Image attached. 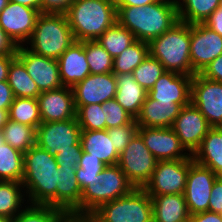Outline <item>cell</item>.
Wrapping results in <instances>:
<instances>
[{
    "label": "cell",
    "instance_id": "obj_1",
    "mask_svg": "<svg viewBox=\"0 0 222 222\" xmlns=\"http://www.w3.org/2000/svg\"><path fill=\"white\" fill-rule=\"evenodd\" d=\"M117 22L136 40L149 43L179 22L176 0H159L145 6L116 7Z\"/></svg>",
    "mask_w": 222,
    "mask_h": 222
},
{
    "label": "cell",
    "instance_id": "obj_2",
    "mask_svg": "<svg viewBox=\"0 0 222 222\" xmlns=\"http://www.w3.org/2000/svg\"><path fill=\"white\" fill-rule=\"evenodd\" d=\"M58 164L55 157L37 145L24 153L22 185L28 204L56 207Z\"/></svg>",
    "mask_w": 222,
    "mask_h": 222
},
{
    "label": "cell",
    "instance_id": "obj_3",
    "mask_svg": "<svg viewBox=\"0 0 222 222\" xmlns=\"http://www.w3.org/2000/svg\"><path fill=\"white\" fill-rule=\"evenodd\" d=\"M65 15L75 41H95L115 22L114 0H74Z\"/></svg>",
    "mask_w": 222,
    "mask_h": 222
},
{
    "label": "cell",
    "instance_id": "obj_4",
    "mask_svg": "<svg viewBox=\"0 0 222 222\" xmlns=\"http://www.w3.org/2000/svg\"><path fill=\"white\" fill-rule=\"evenodd\" d=\"M75 42L65 14L41 12L25 46L38 55L58 60Z\"/></svg>",
    "mask_w": 222,
    "mask_h": 222
},
{
    "label": "cell",
    "instance_id": "obj_5",
    "mask_svg": "<svg viewBox=\"0 0 222 222\" xmlns=\"http://www.w3.org/2000/svg\"><path fill=\"white\" fill-rule=\"evenodd\" d=\"M191 25L179 21L149 45V54L160 61L165 71L192 76L190 61Z\"/></svg>",
    "mask_w": 222,
    "mask_h": 222
},
{
    "label": "cell",
    "instance_id": "obj_6",
    "mask_svg": "<svg viewBox=\"0 0 222 222\" xmlns=\"http://www.w3.org/2000/svg\"><path fill=\"white\" fill-rule=\"evenodd\" d=\"M135 187L116 165H106L103 178L82 190L80 212H93L103 203L131 193Z\"/></svg>",
    "mask_w": 222,
    "mask_h": 222
},
{
    "label": "cell",
    "instance_id": "obj_7",
    "mask_svg": "<svg viewBox=\"0 0 222 222\" xmlns=\"http://www.w3.org/2000/svg\"><path fill=\"white\" fill-rule=\"evenodd\" d=\"M93 213L103 222H153L151 197L143 188L103 203Z\"/></svg>",
    "mask_w": 222,
    "mask_h": 222
},
{
    "label": "cell",
    "instance_id": "obj_8",
    "mask_svg": "<svg viewBox=\"0 0 222 222\" xmlns=\"http://www.w3.org/2000/svg\"><path fill=\"white\" fill-rule=\"evenodd\" d=\"M158 160L136 133L126 148L119 154L118 166L135 188H143L150 180Z\"/></svg>",
    "mask_w": 222,
    "mask_h": 222
},
{
    "label": "cell",
    "instance_id": "obj_9",
    "mask_svg": "<svg viewBox=\"0 0 222 222\" xmlns=\"http://www.w3.org/2000/svg\"><path fill=\"white\" fill-rule=\"evenodd\" d=\"M193 161L192 155L188 159L158 161L143 189L148 195L183 194Z\"/></svg>",
    "mask_w": 222,
    "mask_h": 222
},
{
    "label": "cell",
    "instance_id": "obj_10",
    "mask_svg": "<svg viewBox=\"0 0 222 222\" xmlns=\"http://www.w3.org/2000/svg\"><path fill=\"white\" fill-rule=\"evenodd\" d=\"M77 117L65 121L42 122L36 129V145L55 157L60 151L74 150L81 144Z\"/></svg>",
    "mask_w": 222,
    "mask_h": 222
},
{
    "label": "cell",
    "instance_id": "obj_11",
    "mask_svg": "<svg viewBox=\"0 0 222 222\" xmlns=\"http://www.w3.org/2000/svg\"><path fill=\"white\" fill-rule=\"evenodd\" d=\"M191 103L212 127H222V83L195 74L191 81Z\"/></svg>",
    "mask_w": 222,
    "mask_h": 222
},
{
    "label": "cell",
    "instance_id": "obj_12",
    "mask_svg": "<svg viewBox=\"0 0 222 222\" xmlns=\"http://www.w3.org/2000/svg\"><path fill=\"white\" fill-rule=\"evenodd\" d=\"M190 37V61L194 76L222 54V36L203 23H197L191 24Z\"/></svg>",
    "mask_w": 222,
    "mask_h": 222
},
{
    "label": "cell",
    "instance_id": "obj_13",
    "mask_svg": "<svg viewBox=\"0 0 222 222\" xmlns=\"http://www.w3.org/2000/svg\"><path fill=\"white\" fill-rule=\"evenodd\" d=\"M217 177L210 168L195 161L191 163L183 193L190 215L208 211L211 190Z\"/></svg>",
    "mask_w": 222,
    "mask_h": 222
},
{
    "label": "cell",
    "instance_id": "obj_14",
    "mask_svg": "<svg viewBox=\"0 0 222 222\" xmlns=\"http://www.w3.org/2000/svg\"><path fill=\"white\" fill-rule=\"evenodd\" d=\"M40 13L37 9L9 1L0 12V27L17 46L25 45Z\"/></svg>",
    "mask_w": 222,
    "mask_h": 222
},
{
    "label": "cell",
    "instance_id": "obj_15",
    "mask_svg": "<svg viewBox=\"0 0 222 222\" xmlns=\"http://www.w3.org/2000/svg\"><path fill=\"white\" fill-rule=\"evenodd\" d=\"M16 57L24 64L27 73L37 84L40 92L63 87L57 60L38 55L25 45L18 46Z\"/></svg>",
    "mask_w": 222,
    "mask_h": 222
},
{
    "label": "cell",
    "instance_id": "obj_16",
    "mask_svg": "<svg viewBox=\"0 0 222 222\" xmlns=\"http://www.w3.org/2000/svg\"><path fill=\"white\" fill-rule=\"evenodd\" d=\"M137 133L158 161L188 159L191 156L172 128L138 126Z\"/></svg>",
    "mask_w": 222,
    "mask_h": 222
},
{
    "label": "cell",
    "instance_id": "obj_17",
    "mask_svg": "<svg viewBox=\"0 0 222 222\" xmlns=\"http://www.w3.org/2000/svg\"><path fill=\"white\" fill-rule=\"evenodd\" d=\"M171 128L185 150L193 155L212 126L204 115L190 103L181 109Z\"/></svg>",
    "mask_w": 222,
    "mask_h": 222
},
{
    "label": "cell",
    "instance_id": "obj_18",
    "mask_svg": "<svg viewBox=\"0 0 222 222\" xmlns=\"http://www.w3.org/2000/svg\"><path fill=\"white\" fill-rule=\"evenodd\" d=\"M75 105L103 104L114 99L117 91L113 73L90 74L72 87Z\"/></svg>",
    "mask_w": 222,
    "mask_h": 222
},
{
    "label": "cell",
    "instance_id": "obj_19",
    "mask_svg": "<svg viewBox=\"0 0 222 222\" xmlns=\"http://www.w3.org/2000/svg\"><path fill=\"white\" fill-rule=\"evenodd\" d=\"M193 76L165 71L148 91V96L158 102H173L183 107L191 103Z\"/></svg>",
    "mask_w": 222,
    "mask_h": 222
},
{
    "label": "cell",
    "instance_id": "obj_20",
    "mask_svg": "<svg viewBox=\"0 0 222 222\" xmlns=\"http://www.w3.org/2000/svg\"><path fill=\"white\" fill-rule=\"evenodd\" d=\"M42 122L65 121L76 117L71 87L41 92L37 97Z\"/></svg>",
    "mask_w": 222,
    "mask_h": 222
},
{
    "label": "cell",
    "instance_id": "obj_21",
    "mask_svg": "<svg viewBox=\"0 0 222 222\" xmlns=\"http://www.w3.org/2000/svg\"><path fill=\"white\" fill-rule=\"evenodd\" d=\"M59 75L64 87H73L91 74L84 45L73 43L57 60Z\"/></svg>",
    "mask_w": 222,
    "mask_h": 222
},
{
    "label": "cell",
    "instance_id": "obj_22",
    "mask_svg": "<svg viewBox=\"0 0 222 222\" xmlns=\"http://www.w3.org/2000/svg\"><path fill=\"white\" fill-rule=\"evenodd\" d=\"M183 106L173 102H158L148 95L135 121L142 127L171 128Z\"/></svg>",
    "mask_w": 222,
    "mask_h": 222
},
{
    "label": "cell",
    "instance_id": "obj_23",
    "mask_svg": "<svg viewBox=\"0 0 222 222\" xmlns=\"http://www.w3.org/2000/svg\"><path fill=\"white\" fill-rule=\"evenodd\" d=\"M56 208L67 213L80 212L82 190L76 178V168L58 165Z\"/></svg>",
    "mask_w": 222,
    "mask_h": 222
},
{
    "label": "cell",
    "instance_id": "obj_24",
    "mask_svg": "<svg viewBox=\"0 0 222 222\" xmlns=\"http://www.w3.org/2000/svg\"><path fill=\"white\" fill-rule=\"evenodd\" d=\"M153 222H189L190 214L183 194L149 195Z\"/></svg>",
    "mask_w": 222,
    "mask_h": 222
},
{
    "label": "cell",
    "instance_id": "obj_25",
    "mask_svg": "<svg viewBox=\"0 0 222 222\" xmlns=\"http://www.w3.org/2000/svg\"><path fill=\"white\" fill-rule=\"evenodd\" d=\"M83 152L99 158L105 165L118 164L119 154L110 139L107 129L104 130H82L80 138Z\"/></svg>",
    "mask_w": 222,
    "mask_h": 222
},
{
    "label": "cell",
    "instance_id": "obj_26",
    "mask_svg": "<svg viewBox=\"0 0 222 222\" xmlns=\"http://www.w3.org/2000/svg\"><path fill=\"white\" fill-rule=\"evenodd\" d=\"M115 99L134 118L139 115L148 92L134 79L132 73L115 75Z\"/></svg>",
    "mask_w": 222,
    "mask_h": 222
},
{
    "label": "cell",
    "instance_id": "obj_27",
    "mask_svg": "<svg viewBox=\"0 0 222 222\" xmlns=\"http://www.w3.org/2000/svg\"><path fill=\"white\" fill-rule=\"evenodd\" d=\"M192 158L222 176V127H212L208 131Z\"/></svg>",
    "mask_w": 222,
    "mask_h": 222
},
{
    "label": "cell",
    "instance_id": "obj_28",
    "mask_svg": "<svg viewBox=\"0 0 222 222\" xmlns=\"http://www.w3.org/2000/svg\"><path fill=\"white\" fill-rule=\"evenodd\" d=\"M24 154L5 142L0 130V180L22 182Z\"/></svg>",
    "mask_w": 222,
    "mask_h": 222
},
{
    "label": "cell",
    "instance_id": "obj_29",
    "mask_svg": "<svg viewBox=\"0 0 222 222\" xmlns=\"http://www.w3.org/2000/svg\"><path fill=\"white\" fill-rule=\"evenodd\" d=\"M27 204L21 182L0 180V215L13 219Z\"/></svg>",
    "mask_w": 222,
    "mask_h": 222
},
{
    "label": "cell",
    "instance_id": "obj_30",
    "mask_svg": "<svg viewBox=\"0 0 222 222\" xmlns=\"http://www.w3.org/2000/svg\"><path fill=\"white\" fill-rule=\"evenodd\" d=\"M7 82L14 97L37 99L41 94L37 84L31 79L24 64L17 57L11 61Z\"/></svg>",
    "mask_w": 222,
    "mask_h": 222
},
{
    "label": "cell",
    "instance_id": "obj_31",
    "mask_svg": "<svg viewBox=\"0 0 222 222\" xmlns=\"http://www.w3.org/2000/svg\"><path fill=\"white\" fill-rule=\"evenodd\" d=\"M179 21L188 24L204 23L219 8L220 0H176Z\"/></svg>",
    "mask_w": 222,
    "mask_h": 222
},
{
    "label": "cell",
    "instance_id": "obj_32",
    "mask_svg": "<svg viewBox=\"0 0 222 222\" xmlns=\"http://www.w3.org/2000/svg\"><path fill=\"white\" fill-rule=\"evenodd\" d=\"M148 55V43L136 40L120 55L114 58L113 74L119 75L132 73Z\"/></svg>",
    "mask_w": 222,
    "mask_h": 222
},
{
    "label": "cell",
    "instance_id": "obj_33",
    "mask_svg": "<svg viewBox=\"0 0 222 222\" xmlns=\"http://www.w3.org/2000/svg\"><path fill=\"white\" fill-rule=\"evenodd\" d=\"M113 59L136 41L135 36L125 27L115 22L97 40Z\"/></svg>",
    "mask_w": 222,
    "mask_h": 222
},
{
    "label": "cell",
    "instance_id": "obj_34",
    "mask_svg": "<svg viewBox=\"0 0 222 222\" xmlns=\"http://www.w3.org/2000/svg\"><path fill=\"white\" fill-rule=\"evenodd\" d=\"M2 132L5 142L23 154L36 145V128L8 120Z\"/></svg>",
    "mask_w": 222,
    "mask_h": 222
},
{
    "label": "cell",
    "instance_id": "obj_35",
    "mask_svg": "<svg viewBox=\"0 0 222 222\" xmlns=\"http://www.w3.org/2000/svg\"><path fill=\"white\" fill-rule=\"evenodd\" d=\"M65 210L49 205L27 204L11 222H66Z\"/></svg>",
    "mask_w": 222,
    "mask_h": 222
},
{
    "label": "cell",
    "instance_id": "obj_36",
    "mask_svg": "<svg viewBox=\"0 0 222 222\" xmlns=\"http://www.w3.org/2000/svg\"><path fill=\"white\" fill-rule=\"evenodd\" d=\"M9 120L36 128L42 123L39 103L34 98L15 97L8 111Z\"/></svg>",
    "mask_w": 222,
    "mask_h": 222
},
{
    "label": "cell",
    "instance_id": "obj_37",
    "mask_svg": "<svg viewBox=\"0 0 222 222\" xmlns=\"http://www.w3.org/2000/svg\"><path fill=\"white\" fill-rule=\"evenodd\" d=\"M105 167L106 165L99 158H94L91 154L82 151L76 168V178L81 190L102 179Z\"/></svg>",
    "mask_w": 222,
    "mask_h": 222
},
{
    "label": "cell",
    "instance_id": "obj_38",
    "mask_svg": "<svg viewBox=\"0 0 222 222\" xmlns=\"http://www.w3.org/2000/svg\"><path fill=\"white\" fill-rule=\"evenodd\" d=\"M91 74L113 73V57L97 41H82Z\"/></svg>",
    "mask_w": 222,
    "mask_h": 222
},
{
    "label": "cell",
    "instance_id": "obj_39",
    "mask_svg": "<svg viewBox=\"0 0 222 222\" xmlns=\"http://www.w3.org/2000/svg\"><path fill=\"white\" fill-rule=\"evenodd\" d=\"M164 72L165 69L160 61L149 54L144 61L134 69L132 75L136 82L148 92Z\"/></svg>",
    "mask_w": 222,
    "mask_h": 222
},
{
    "label": "cell",
    "instance_id": "obj_40",
    "mask_svg": "<svg viewBox=\"0 0 222 222\" xmlns=\"http://www.w3.org/2000/svg\"><path fill=\"white\" fill-rule=\"evenodd\" d=\"M76 117L82 130H104L106 123L102 104L75 105Z\"/></svg>",
    "mask_w": 222,
    "mask_h": 222
},
{
    "label": "cell",
    "instance_id": "obj_41",
    "mask_svg": "<svg viewBox=\"0 0 222 222\" xmlns=\"http://www.w3.org/2000/svg\"><path fill=\"white\" fill-rule=\"evenodd\" d=\"M102 110H104L106 129L131 124L135 120L115 98L104 102Z\"/></svg>",
    "mask_w": 222,
    "mask_h": 222
},
{
    "label": "cell",
    "instance_id": "obj_42",
    "mask_svg": "<svg viewBox=\"0 0 222 222\" xmlns=\"http://www.w3.org/2000/svg\"><path fill=\"white\" fill-rule=\"evenodd\" d=\"M137 130L138 124L135 120L131 124H125L107 129L108 135L112 140L118 154H120L126 148L131 139L137 133Z\"/></svg>",
    "mask_w": 222,
    "mask_h": 222
},
{
    "label": "cell",
    "instance_id": "obj_43",
    "mask_svg": "<svg viewBox=\"0 0 222 222\" xmlns=\"http://www.w3.org/2000/svg\"><path fill=\"white\" fill-rule=\"evenodd\" d=\"M81 144H75L74 150L60 151L56 154V163L60 166L77 168L81 156Z\"/></svg>",
    "mask_w": 222,
    "mask_h": 222
},
{
    "label": "cell",
    "instance_id": "obj_44",
    "mask_svg": "<svg viewBox=\"0 0 222 222\" xmlns=\"http://www.w3.org/2000/svg\"><path fill=\"white\" fill-rule=\"evenodd\" d=\"M208 211L222 213V176H218L213 183Z\"/></svg>",
    "mask_w": 222,
    "mask_h": 222
},
{
    "label": "cell",
    "instance_id": "obj_45",
    "mask_svg": "<svg viewBox=\"0 0 222 222\" xmlns=\"http://www.w3.org/2000/svg\"><path fill=\"white\" fill-rule=\"evenodd\" d=\"M74 0H41V12L65 14Z\"/></svg>",
    "mask_w": 222,
    "mask_h": 222
},
{
    "label": "cell",
    "instance_id": "obj_46",
    "mask_svg": "<svg viewBox=\"0 0 222 222\" xmlns=\"http://www.w3.org/2000/svg\"><path fill=\"white\" fill-rule=\"evenodd\" d=\"M200 74L207 79L222 83V54L215 58Z\"/></svg>",
    "mask_w": 222,
    "mask_h": 222
},
{
    "label": "cell",
    "instance_id": "obj_47",
    "mask_svg": "<svg viewBox=\"0 0 222 222\" xmlns=\"http://www.w3.org/2000/svg\"><path fill=\"white\" fill-rule=\"evenodd\" d=\"M14 95L11 87L7 81L0 82V109L9 110L13 100Z\"/></svg>",
    "mask_w": 222,
    "mask_h": 222
},
{
    "label": "cell",
    "instance_id": "obj_48",
    "mask_svg": "<svg viewBox=\"0 0 222 222\" xmlns=\"http://www.w3.org/2000/svg\"><path fill=\"white\" fill-rule=\"evenodd\" d=\"M18 46L0 27V55H16Z\"/></svg>",
    "mask_w": 222,
    "mask_h": 222
},
{
    "label": "cell",
    "instance_id": "obj_49",
    "mask_svg": "<svg viewBox=\"0 0 222 222\" xmlns=\"http://www.w3.org/2000/svg\"><path fill=\"white\" fill-rule=\"evenodd\" d=\"M203 24L222 36V9L214 11Z\"/></svg>",
    "mask_w": 222,
    "mask_h": 222
},
{
    "label": "cell",
    "instance_id": "obj_50",
    "mask_svg": "<svg viewBox=\"0 0 222 222\" xmlns=\"http://www.w3.org/2000/svg\"><path fill=\"white\" fill-rule=\"evenodd\" d=\"M66 222H103L93 212H71L68 213Z\"/></svg>",
    "mask_w": 222,
    "mask_h": 222
},
{
    "label": "cell",
    "instance_id": "obj_51",
    "mask_svg": "<svg viewBox=\"0 0 222 222\" xmlns=\"http://www.w3.org/2000/svg\"><path fill=\"white\" fill-rule=\"evenodd\" d=\"M189 222H222L220 213L206 211L190 215Z\"/></svg>",
    "mask_w": 222,
    "mask_h": 222
},
{
    "label": "cell",
    "instance_id": "obj_52",
    "mask_svg": "<svg viewBox=\"0 0 222 222\" xmlns=\"http://www.w3.org/2000/svg\"><path fill=\"white\" fill-rule=\"evenodd\" d=\"M16 55H0V82L7 81L11 61Z\"/></svg>",
    "mask_w": 222,
    "mask_h": 222
},
{
    "label": "cell",
    "instance_id": "obj_53",
    "mask_svg": "<svg viewBox=\"0 0 222 222\" xmlns=\"http://www.w3.org/2000/svg\"><path fill=\"white\" fill-rule=\"evenodd\" d=\"M159 0H114L116 7L136 6L141 7Z\"/></svg>",
    "mask_w": 222,
    "mask_h": 222
},
{
    "label": "cell",
    "instance_id": "obj_54",
    "mask_svg": "<svg viewBox=\"0 0 222 222\" xmlns=\"http://www.w3.org/2000/svg\"><path fill=\"white\" fill-rule=\"evenodd\" d=\"M9 1L37 9L41 12V0H9Z\"/></svg>",
    "mask_w": 222,
    "mask_h": 222
},
{
    "label": "cell",
    "instance_id": "obj_55",
    "mask_svg": "<svg viewBox=\"0 0 222 222\" xmlns=\"http://www.w3.org/2000/svg\"><path fill=\"white\" fill-rule=\"evenodd\" d=\"M9 110H1L0 109V130H2L3 126L7 123L9 120V115H8Z\"/></svg>",
    "mask_w": 222,
    "mask_h": 222
},
{
    "label": "cell",
    "instance_id": "obj_56",
    "mask_svg": "<svg viewBox=\"0 0 222 222\" xmlns=\"http://www.w3.org/2000/svg\"><path fill=\"white\" fill-rule=\"evenodd\" d=\"M9 0H0V12L7 6Z\"/></svg>",
    "mask_w": 222,
    "mask_h": 222
},
{
    "label": "cell",
    "instance_id": "obj_57",
    "mask_svg": "<svg viewBox=\"0 0 222 222\" xmlns=\"http://www.w3.org/2000/svg\"><path fill=\"white\" fill-rule=\"evenodd\" d=\"M12 219L6 217V216H3V215H0V222H11Z\"/></svg>",
    "mask_w": 222,
    "mask_h": 222
},
{
    "label": "cell",
    "instance_id": "obj_58",
    "mask_svg": "<svg viewBox=\"0 0 222 222\" xmlns=\"http://www.w3.org/2000/svg\"><path fill=\"white\" fill-rule=\"evenodd\" d=\"M219 8L222 9V0H220V2H219Z\"/></svg>",
    "mask_w": 222,
    "mask_h": 222
}]
</instances>
